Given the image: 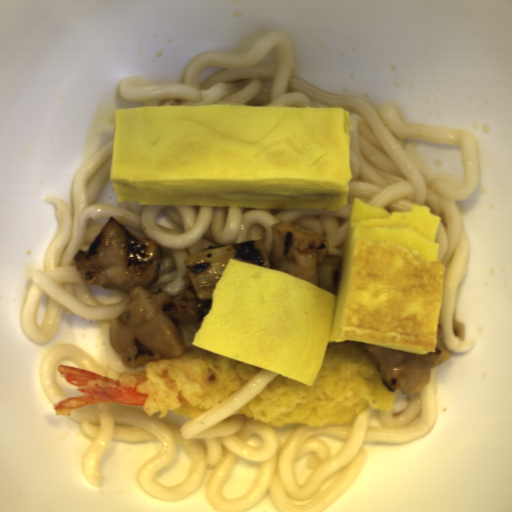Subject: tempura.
<instances>
[{
	"label": "tempura",
	"instance_id": "tempura-2",
	"mask_svg": "<svg viewBox=\"0 0 512 512\" xmlns=\"http://www.w3.org/2000/svg\"><path fill=\"white\" fill-rule=\"evenodd\" d=\"M396 391L359 351L355 341L329 342L313 386L277 375L231 415L275 427L354 422L366 406L391 411Z\"/></svg>",
	"mask_w": 512,
	"mask_h": 512
},
{
	"label": "tempura",
	"instance_id": "tempura-1",
	"mask_svg": "<svg viewBox=\"0 0 512 512\" xmlns=\"http://www.w3.org/2000/svg\"><path fill=\"white\" fill-rule=\"evenodd\" d=\"M60 375L77 387L78 396L62 400L53 414L69 416L77 409L99 404L142 406L164 417L170 411L190 419L232 396L263 368L195 346L174 358L128 367L117 378L58 365Z\"/></svg>",
	"mask_w": 512,
	"mask_h": 512
}]
</instances>
